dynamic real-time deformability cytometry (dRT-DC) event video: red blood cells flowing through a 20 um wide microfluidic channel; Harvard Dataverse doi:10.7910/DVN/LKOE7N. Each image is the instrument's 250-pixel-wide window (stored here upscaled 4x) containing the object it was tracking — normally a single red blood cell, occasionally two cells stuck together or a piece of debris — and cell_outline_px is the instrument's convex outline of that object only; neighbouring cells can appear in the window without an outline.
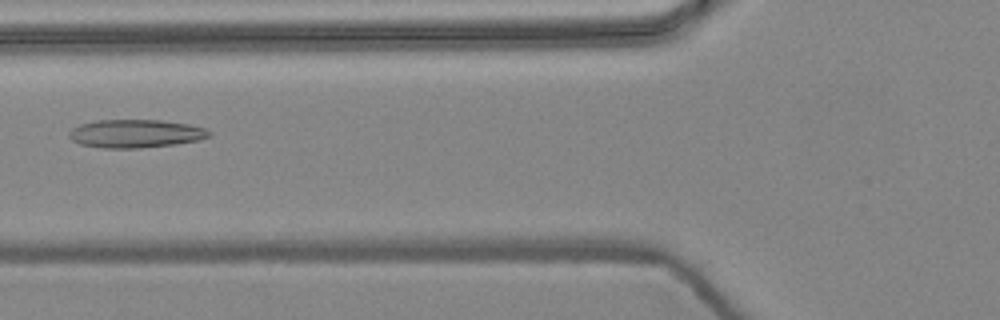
{"species": "common noctule bat (a hibernating species)", "species_latin": "Nyctalus noctula", "temperature_condition": "warm", "stored_images_in_passage": 9, "camera_frame_rate_fps": 3000, "um_per_image_px": 0.085, "animal": {"sex": "female", "body_mass_g": 24.6, "forearm_length_mm": 56.2}, "frame": {"image": 1, "passage_image": 6, "time_ms": 1.667, "image_size_px": [1000, 320], "cell_outline_px": [[212, 136], [200, 140], [176, 144], [140, 148], [104, 148], [80, 144], [72, 140], [68, 136], [68, 132], [72, 128], [80, 124], [96, 120], [160, 120], [188, 124], [204, 128], [212, 132]], "centroid_in_image_um": [11.53, 11.36], "position_along_channel_um": 114.3, "area_um2": 23.18}}
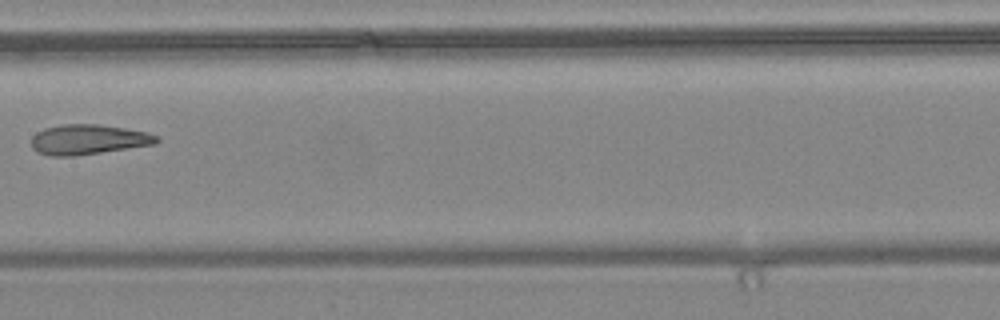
{"frame": {"image": 2, "passage_image": 8, "time_ms": 2.333, "image_size_px": [1000, 320], "cell_outline_px": [[160, 140], [156, 144], [72, 156], [48, 156], [36, 152], [32, 148], [32, 136], [36, 132], [44, 128], [64, 124], [96, 124], [124, 128], [148, 132], [160, 136]], "centroid_in_image_um": [7.5, 11.86], "position_along_channel_um": 199.9, "area_um2": 21.96}}
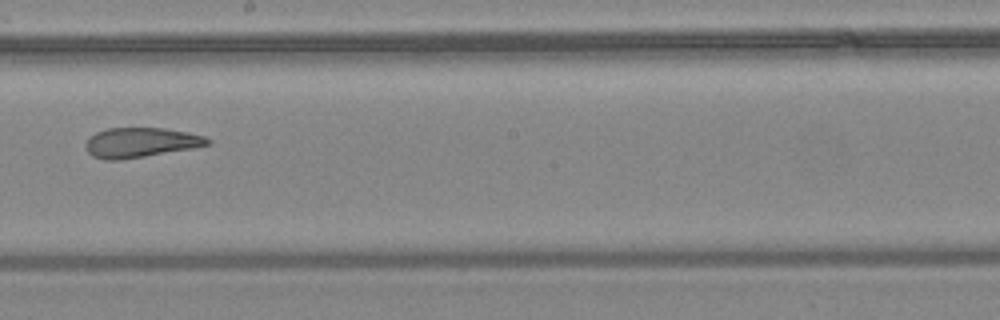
{"frame": {"image": 3, "passage_image": 9, "time_ms": 2.667, "image_size_px": [1000, 320], "cell_outline_px": [[212, 140], [208, 144], [192, 148], [120, 160], [104, 160], [92, 156], [88, 152], [84, 144], [88, 136], [96, 132], [108, 128], [164, 128], [188, 132], [204, 136]], "centroid_in_image_um": [11.9, 12.11], "position_along_channel_um": 236.3, "area_um2": 21.15}}